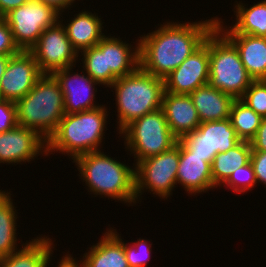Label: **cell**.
Listing matches in <instances>:
<instances>
[{
	"label": "cell",
	"instance_id": "obj_28",
	"mask_svg": "<svg viewBox=\"0 0 266 267\" xmlns=\"http://www.w3.org/2000/svg\"><path fill=\"white\" fill-rule=\"evenodd\" d=\"M81 54V55H80ZM83 56V69L94 81L106 86V61L105 53H102L96 46L83 50L79 53Z\"/></svg>",
	"mask_w": 266,
	"mask_h": 267
},
{
	"label": "cell",
	"instance_id": "obj_37",
	"mask_svg": "<svg viewBox=\"0 0 266 267\" xmlns=\"http://www.w3.org/2000/svg\"><path fill=\"white\" fill-rule=\"evenodd\" d=\"M41 2H44L50 6H53L57 11L60 12V16L62 13L68 9L69 7L74 4L76 0H39ZM65 9V10H64Z\"/></svg>",
	"mask_w": 266,
	"mask_h": 267
},
{
	"label": "cell",
	"instance_id": "obj_11",
	"mask_svg": "<svg viewBox=\"0 0 266 267\" xmlns=\"http://www.w3.org/2000/svg\"><path fill=\"white\" fill-rule=\"evenodd\" d=\"M179 141L193 153L205 158L212 164L218 153L227 152L241 140L237 137L230 119L207 121L201 123L196 130L186 134Z\"/></svg>",
	"mask_w": 266,
	"mask_h": 267
},
{
	"label": "cell",
	"instance_id": "obj_16",
	"mask_svg": "<svg viewBox=\"0 0 266 267\" xmlns=\"http://www.w3.org/2000/svg\"><path fill=\"white\" fill-rule=\"evenodd\" d=\"M119 38L105 35L96 45L102 53H105V88H109L119 77L131 74L139 67V38L135 46Z\"/></svg>",
	"mask_w": 266,
	"mask_h": 267
},
{
	"label": "cell",
	"instance_id": "obj_26",
	"mask_svg": "<svg viewBox=\"0 0 266 267\" xmlns=\"http://www.w3.org/2000/svg\"><path fill=\"white\" fill-rule=\"evenodd\" d=\"M17 210L11 199L10 191L0 190V259L18 250Z\"/></svg>",
	"mask_w": 266,
	"mask_h": 267
},
{
	"label": "cell",
	"instance_id": "obj_24",
	"mask_svg": "<svg viewBox=\"0 0 266 267\" xmlns=\"http://www.w3.org/2000/svg\"><path fill=\"white\" fill-rule=\"evenodd\" d=\"M54 242L46 235L21 244L22 248L0 259V267H47L53 256Z\"/></svg>",
	"mask_w": 266,
	"mask_h": 267
},
{
	"label": "cell",
	"instance_id": "obj_6",
	"mask_svg": "<svg viewBox=\"0 0 266 267\" xmlns=\"http://www.w3.org/2000/svg\"><path fill=\"white\" fill-rule=\"evenodd\" d=\"M209 82L223 93L240 99L254 81L235 45L215 27L209 34Z\"/></svg>",
	"mask_w": 266,
	"mask_h": 267
},
{
	"label": "cell",
	"instance_id": "obj_1",
	"mask_svg": "<svg viewBox=\"0 0 266 267\" xmlns=\"http://www.w3.org/2000/svg\"><path fill=\"white\" fill-rule=\"evenodd\" d=\"M217 17L196 22H166L139 38V67L155 77H166L204 42Z\"/></svg>",
	"mask_w": 266,
	"mask_h": 267
},
{
	"label": "cell",
	"instance_id": "obj_13",
	"mask_svg": "<svg viewBox=\"0 0 266 267\" xmlns=\"http://www.w3.org/2000/svg\"><path fill=\"white\" fill-rule=\"evenodd\" d=\"M43 76L30 51L21 50L10 57L0 81V99L16 102Z\"/></svg>",
	"mask_w": 266,
	"mask_h": 267
},
{
	"label": "cell",
	"instance_id": "obj_33",
	"mask_svg": "<svg viewBox=\"0 0 266 267\" xmlns=\"http://www.w3.org/2000/svg\"><path fill=\"white\" fill-rule=\"evenodd\" d=\"M21 50L15 44L10 27L6 20L0 17V55L13 56Z\"/></svg>",
	"mask_w": 266,
	"mask_h": 267
},
{
	"label": "cell",
	"instance_id": "obj_15",
	"mask_svg": "<svg viewBox=\"0 0 266 267\" xmlns=\"http://www.w3.org/2000/svg\"><path fill=\"white\" fill-rule=\"evenodd\" d=\"M40 154L47 156L46 140L33 129L17 125L0 133V164L21 165L35 160Z\"/></svg>",
	"mask_w": 266,
	"mask_h": 267
},
{
	"label": "cell",
	"instance_id": "obj_32",
	"mask_svg": "<svg viewBox=\"0 0 266 267\" xmlns=\"http://www.w3.org/2000/svg\"><path fill=\"white\" fill-rule=\"evenodd\" d=\"M17 125L15 102L0 99V133L11 130Z\"/></svg>",
	"mask_w": 266,
	"mask_h": 267
},
{
	"label": "cell",
	"instance_id": "obj_21",
	"mask_svg": "<svg viewBox=\"0 0 266 267\" xmlns=\"http://www.w3.org/2000/svg\"><path fill=\"white\" fill-rule=\"evenodd\" d=\"M239 51L247 73L254 80H266V37L223 33Z\"/></svg>",
	"mask_w": 266,
	"mask_h": 267
},
{
	"label": "cell",
	"instance_id": "obj_39",
	"mask_svg": "<svg viewBox=\"0 0 266 267\" xmlns=\"http://www.w3.org/2000/svg\"><path fill=\"white\" fill-rule=\"evenodd\" d=\"M10 57L9 55H0V81L6 71Z\"/></svg>",
	"mask_w": 266,
	"mask_h": 267
},
{
	"label": "cell",
	"instance_id": "obj_12",
	"mask_svg": "<svg viewBox=\"0 0 266 267\" xmlns=\"http://www.w3.org/2000/svg\"><path fill=\"white\" fill-rule=\"evenodd\" d=\"M209 35L205 42L164 79V92L190 95L209 82Z\"/></svg>",
	"mask_w": 266,
	"mask_h": 267
},
{
	"label": "cell",
	"instance_id": "obj_8",
	"mask_svg": "<svg viewBox=\"0 0 266 267\" xmlns=\"http://www.w3.org/2000/svg\"><path fill=\"white\" fill-rule=\"evenodd\" d=\"M179 160L180 141L177 140L176 145L170 150L143 159L134 166L135 195L138 203L146 190L164 200L172 196V191L177 185Z\"/></svg>",
	"mask_w": 266,
	"mask_h": 267
},
{
	"label": "cell",
	"instance_id": "obj_38",
	"mask_svg": "<svg viewBox=\"0 0 266 267\" xmlns=\"http://www.w3.org/2000/svg\"><path fill=\"white\" fill-rule=\"evenodd\" d=\"M60 261L58 262V266L56 267H82V265L74 258L71 256L69 253L63 257H61Z\"/></svg>",
	"mask_w": 266,
	"mask_h": 267
},
{
	"label": "cell",
	"instance_id": "obj_23",
	"mask_svg": "<svg viewBox=\"0 0 266 267\" xmlns=\"http://www.w3.org/2000/svg\"><path fill=\"white\" fill-rule=\"evenodd\" d=\"M246 6L241 1L235 4L236 19L233 26L225 27L224 22L217 17L216 27L222 33H241L255 37H266V0L257 2V4L253 3L249 8Z\"/></svg>",
	"mask_w": 266,
	"mask_h": 267
},
{
	"label": "cell",
	"instance_id": "obj_7",
	"mask_svg": "<svg viewBox=\"0 0 266 267\" xmlns=\"http://www.w3.org/2000/svg\"><path fill=\"white\" fill-rule=\"evenodd\" d=\"M124 145L134 155L135 166L139 161L170 150L177 143L162 108L148 113L128 124L120 133ZM135 164V165H134Z\"/></svg>",
	"mask_w": 266,
	"mask_h": 267
},
{
	"label": "cell",
	"instance_id": "obj_19",
	"mask_svg": "<svg viewBox=\"0 0 266 267\" xmlns=\"http://www.w3.org/2000/svg\"><path fill=\"white\" fill-rule=\"evenodd\" d=\"M108 229L78 261L82 267H129L121 234L114 228Z\"/></svg>",
	"mask_w": 266,
	"mask_h": 267
},
{
	"label": "cell",
	"instance_id": "obj_9",
	"mask_svg": "<svg viewBox=\"0 0 266 267\" xmlns=\"http://www.w3.org/2000/svg\"><path fill=\"white\" fill-rule=\"evenodd\" d=\"M11 29L15 44L20 50L29 51L38 41L45 29L56 24L60 12L39 0L11 10L3 17Z\"/></svg>",
	"mask_w": 266,
	"mask_h": 267
},
{
	"label": "cell",
	"instance_id": "obj_5",
	"mask_svg": "<svg viewBox=\"0 0 266 267\" xmlns=\"http://www.w3.org/2000/svg\"><path fill=\"white\" fill-rule=\"evenodd\" d=\"M15 105L18 125L33 129L46 141L65 115L63 94L52 75H43Z\"/></svg>",
	"mask_w": 266,
	"mask_h": 267
},
{
	"label": "cell",
	"instance_id": "obj_20",
	"mask_svg": "<svg viewBox=\"0 0 266 267\" xmlns=\"http://www.w3.org/2000/svg\"><path fill=\"white\" fill-rule=\"evenodd\" d=\"M76 15V16H75ZM74 15L69 23L64 24L63 19L59 20L65 28L68 39L73 48L79 52L96 46L105 36L101 18L94 12L82 10Z\"/></svg>",
	"mask_w": 266,
	"mask_h": 267
},
{
	"label": "cell",
	"instance_id": "obj_2",
	"mask_svg": "<svg viewBox=\"0 0 266 267\" xmlns=\"http://www.w3.org/2000/svg\"><path fill=\"white\" fill-rule=\"evenodd\" d=\"M93 151L75 158L72 162L80 172L78 175L85 182L90 194L100 195L134 206L135 167L126 165L104 152ZM134 204V205H132Z\"/></svg>",
	"mask_w": 266,
	"mask_h": 267
},
{
	"label": "cell",
	"instance_id": "obj_36",
	"mask_svg": "<svg viewBox=\"0 0 266 267\" xmlns=\"http://www.w3.org/2000/svg\"><path fill=\"white\" fill-rule=\"evenodd\" d=\"M29 0H0V17H4L11 10L27 3Z\"/></svg>",
	"mask_w": 266,
	"mask_h": 267
},
{
	"label": "cell",
	"instance_id": "obj_35",
	"mask_svg": "<svg viewBox=\"0 0 266 267\" xmlns=\"http://www.w3.org/2000/svg\"><path fill=\"white\" fill-rule=\"evenodd\" d=\"M252 151L266 152V118H263L255 137L250 141Z\"/></svg>",
	"mask_w": 266,
	"mask_h": 267
},
{
	"label": "cell",
	"instance_id": "obj_17",
	"mask_svg": "<svg viewBox=\"0 0 266 267\" xmlns=\"http://www.w3.org/2000/svg\"><path fill=\"white\" fill-rule=\"evenodd\" d=\"M176 179L177 184L189 195H198L216 188L212 181L211 164L205 158L193 155L181 142Z\"/></svg>",
	"mask_w": 266,
	"mask_h": 267
},
{
	"label": "cell",
	"instance_id": "obj_27",
	"mask_svg": "<svg viewBox=\"0 0 266 267\" xmlns=\"http://www.w3.org/2000/svg\"><path fill=\"white\" fill-rule=\"evenodd\" d=\"M229 119L237 137L241 141L250 142L255 137L263 118L241 99H235Z\"/></svg>",
	"mask_w": 266,
	"mask_h": 267
},
{
	"label": "cell",
	"instance_id": "obj_3",
	"mask_svg": "<svg viewBox=\"0 0 266 267\" xmlns=\"http://www.w3.org/2000/svg\"><path fill=\"white\" fill-rule=\"evenodd\" d=\"M108 112L107 107L101 104L92 110L65 114L46 141L47 156L59 151L74 160L80 155L100 151L105 139Z\"/></svg>",
	"mask_w": 266,
	"mask_h": 267
},
{
	"label": "cell",
	"instance_id": "obj_34",
	"mask_svg": "<svg viewBox=\"0 0 266 267\" xmlns=\"http://www.w3.org/2000/svg\"><path fill=\"white\" fill-rule=\"evenodd\" d=\"M250 162L254 169L256 182L263 183L266 187V152L251 151Z\"/></svg>",
	"mask_w": 266,
	"mask_h": 267
},
{
	"label": "cell",
	"instance_id": "obj_25",
	"mask_svg": "<svg viewBox=\"0 0 266 267\" xmlns=\"http://www.w3.org/2000/svg\"><path fill=\"white\" fill-rule=\"evenodd\" d=\"M251 143L240 141L227 152L218 153L211 164L212 181L216 188L224 184L231 176L234 169L245 166L250 162ZM221 185V186H220Z\"/></svg>",
	"mask_w": 266,
	"mask_h": 267
},
{
	"label": "cell",
	"instance_id": "obj_10",
	"mask_svg": "<svg viewBox=\"0 0 266 267\" xmlns=\"http://www.w3.org/2000/svg\"><path fill=\"white\" fill-rule=\"evenodd\" d=\"M43 75L76 66L79 54L73 48L60 21L43 31L37 43L29 50Z\"/></svg>",
	"mask_w": 266,
	"mask_h": 267
},
{
	"label": "cell",
	"instance_id": "obj_29",
	"mask_svg": "<svg viewBox=\"0 0 266 267\" xmlns=\"http://www.w3.org/2000/svg\"><path fill=\"white\" fill-rule=\"evenodd\" d=\"M226 188L230 187L235 193H245L251 191L257 186L256 178L252 163L249 162L245 166L237 167L233 170L229 179L223 184Z\"/></svg>",
	"mask_w": 266,
	"mask_h": 267
},
{
	"label": "cell",
	"instance_id": "obj_30",
	"mask_svg": "<svg viewBox=\"0 0 266 267\" xmlns=\"http://www.w3.org/2000/svg\"><path fill=\"white\" fill-rule=\"evenodd\" d=\"M240 99L262 118H266V80L253 81Z\"/></svg>",
	"mask_w": 266,
	"mask_h": 267
},
{
	"label": "cell",
	"instance_id": "obj_4",
	"mask_svg": "<svg viewBox=\"0 0 266 267\" xmlns=\"http://www.w3.org/2000/svg\"><path fill=\"white\" fill-rule=\"evenodd\" d=\"M109 88L115 90L117 131L132 121L162 108L164 79L138 67L133 73L119 77Z\"/></svg>",
	"mask_w": 266,
	"mask_h": 267
},
{
	"label": "cell",
	"instance_id": "obj_14",
	"mask_svg": "<svg viewBox=\"0 0 266 267\" xmlns=\"http://www.w3.org/2000/svg\"><path fill=\"white\" fill-rule=\"evenodd\" d=\"M73 67L75 66L67 67L52 74L59 83L63 94L65 114L79 113L100 107L101 105H96L95 102L97 92L95 86H100V84L87 73L85 74L83 69L79 74L78 72L73 73Z\"/></svg>",
	"mask_w": 266,
	"mask_h": 267
},
{
	"label": "cell",
	"instance_id": "obj_22",
	"mask_svg": "<svg viewBox=\"0 0 266 267\" xmlns=\"http://www.w3.org/2000/svg\"><path fill=\"white\" fill-rule=\"evenodd\" d=\"M201 123L221 121L229 118L235 98L211 87L209 84L197 88L190 94Z\"/></svg>",
	"mask_w": 266,
	"mask_h": 267
},
{
	"label": "cell",
	"instance_id": "obj_31",
	"mask_svg": "<svg viewBox=\"0 0 266 267\" xmlns=\"http://www.w3.org/2000/svg\"><path fill=\"white\" fill-rule=\"evenodd\" d=\"M132 244H127L124 241V252L129 267H146L150 260L149 258H151L152 244H149L148 240L142 238L132 242Z\"/></svg>",
	"mask_w": 266,
	"mask_h": 267
},
{
	"label": "cell",
	"instance_id": "obj_18",
	"mask_svg": "<svg viewBox=\"0 0 266 267\" xmlns=\"http://www.w3.org/2000/svg\"><path fill=\"white\" fill-rule=\"evenodd\" d=\"M162 109L172 134L179 140L201 124L190 95L164 92Z\"/></svg>",
	"mask_w": 266,
	"mask_h": 267
}]
</instances>
